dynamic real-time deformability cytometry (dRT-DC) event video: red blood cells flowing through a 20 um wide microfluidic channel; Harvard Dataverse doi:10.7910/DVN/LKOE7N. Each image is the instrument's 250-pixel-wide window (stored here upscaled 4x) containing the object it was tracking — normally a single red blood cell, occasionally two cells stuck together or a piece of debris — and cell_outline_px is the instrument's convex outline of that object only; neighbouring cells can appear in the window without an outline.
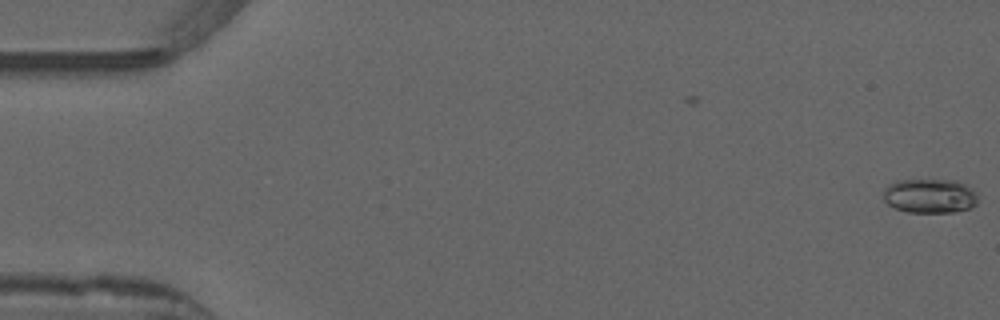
{"species": "common noctule bat (a hibernating species)", "species_latin": "Nyctalus noctula", "temperature_condition": "warm", "stored_images_in_passage": 53, "camera_frame_rate_fps": 3000, "um_per_image_px": 0.085, "animal": {"sex": "male", "forearm_length_mm": 52.5}, "frame": {"image": 1, "passage_image": 1, "time_ms": 0.0, "image_size_px": [1000, 320], "cell_outline_px": [[976, 204], [968, 208], [952, 212], [908, 212], [896, 208], [888, 204], [884, 200], [884, 188], [888, 184], [896, 180], [956, 180], [968, 184], [972, 188], [976, 196]], "centroid_in_image_um": [79.02, 16.63], "position_along_channel_um": 6.0, "area_um2": 18.9}}
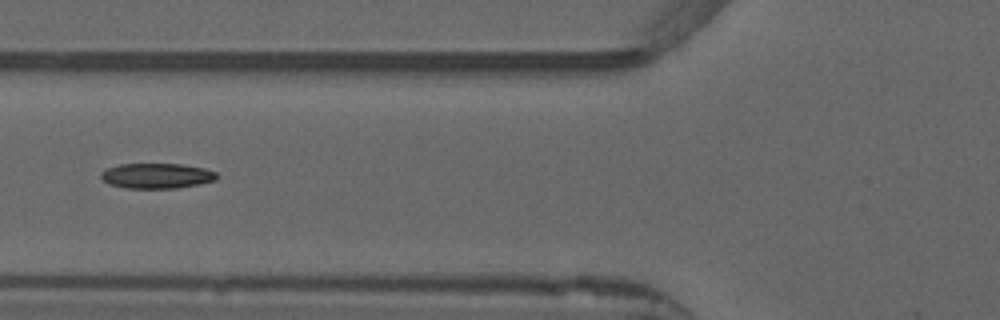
{"frame": {"image": 2, "passage_image": 21, "time_ms": 6.667, "image_size_px": [1000, 320], "cell_outline_px": [[220, 176], [216, 180], [200, 184], [176, 188], [128, 188], [108, 184], [100, 176], [100, 172], [108, 168], [120, 164], [180, 164], [204, 168], [216, 172]], "centroid_in_image_um": [13.35, 14.94], "position_along_channel_um": 112.5, "area_um2": 17.05}}
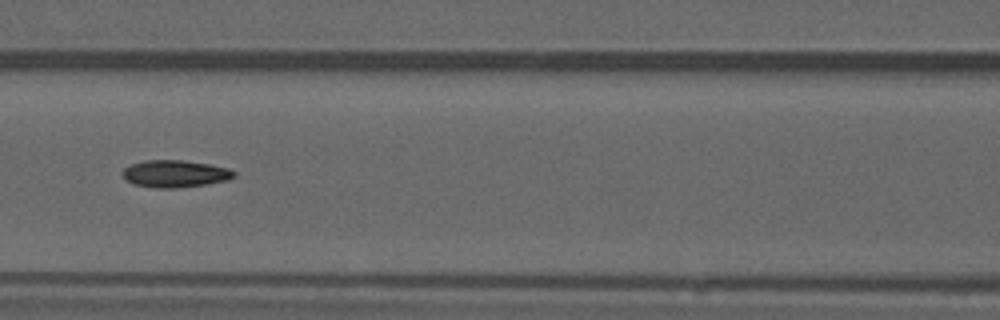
{"frame": {"image": 3, "passage_image": 24, "time_ms": 7.667, "image_size_px": [1000, 320], "cell_outline_px": [[236, 176], [228, 180], [204, 184], [176, 188], [156, 188], [132, 184], [120, 172], [124, 168], [132, 164], [144, 160], [184, 160], [212, 164], [228, 168], [236, 172]], "centroid_in_image_um": [14.89, 14.76], "position_along_channel_um": 151.7, "area_um2": 17.74}, "authors_computed_cell_mechanics": {"area_um2": 17.1088, "velocity_mm_per_s": 3.892, "shape_relaxation_time_tau1_ms": 10.4837, "shape_relaxation_time_tau2_ms": null, "deformation_change_tau1": 0.2341, "deformation_change_tau2": null}}